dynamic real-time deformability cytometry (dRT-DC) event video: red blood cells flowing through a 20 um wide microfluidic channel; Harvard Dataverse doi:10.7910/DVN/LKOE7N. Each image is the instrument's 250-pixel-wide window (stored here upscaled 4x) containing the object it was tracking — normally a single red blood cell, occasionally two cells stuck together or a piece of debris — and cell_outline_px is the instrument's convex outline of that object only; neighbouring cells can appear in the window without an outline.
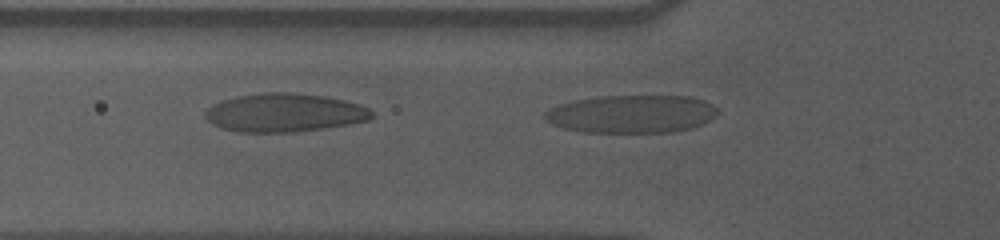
{"species": "human", "species_latin": "Homo sapiens", "temperature_condition": "cold", "stored_images_in_passage": 5, "camera_frame_rate_fps": 3000, "um_per_image_px": 0.085, "donor": {"sex": "male"}, "frame": {"image": 1, "passage_image": 5, "time_ms": 1.333, "image_size_px": [1000, 240], "cell_outline_px": [[716, 116], [704, 124], [692, 128], [672, 132], [580, 132], [560, 128], [544, 120], [544, 112], [548, 108], [572, 100], [600, 96], [688, 96], [704, 100], [712, 104], [716, 108]], "centroid_in_image_um": [53.64, 9.69], "position_along_channel_um": 72.2, "area_um2": 38.61}}